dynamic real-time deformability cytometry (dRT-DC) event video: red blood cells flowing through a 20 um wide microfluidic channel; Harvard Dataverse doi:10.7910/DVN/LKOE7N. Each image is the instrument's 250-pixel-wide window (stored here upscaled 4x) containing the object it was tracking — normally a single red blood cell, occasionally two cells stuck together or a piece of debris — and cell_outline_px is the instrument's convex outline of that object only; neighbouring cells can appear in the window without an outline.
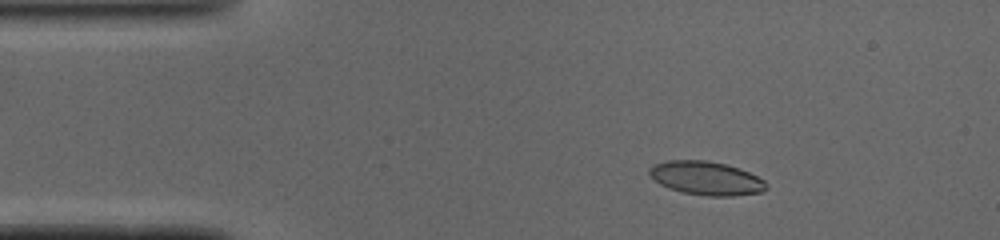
{"species": "common noctule bat (a hibernating species)", "species_latin": "Nyctalus noctula", "temperature_condition": "cold", "stored_images_in_passage": 47, "camera_frame_rate_fps": 3000, "um_per_image_px": 0.085, "animal": {"sex": "male", "body_mass_g": 19.0, "forearm_length_mm": 50.8}, "frame": {"image": 1, "passage_image": 6, "time_ms": 1.667, "image_size_px": [1000, 240], "cell_outline_px": [[768, 188], [760, 192], [732, 196], [708, 196], [684, 192], [668, 188], [660, 184], [648, 176], [648, 168], [652, 164], [668, 160], [704, 160], [724, 164], [748, 172], [764, 180], [768, 184]], "centroid_in_image_um": [59.97, 15.14], "position_along_channel_um": 25.0, "area_um2": 22.89}}
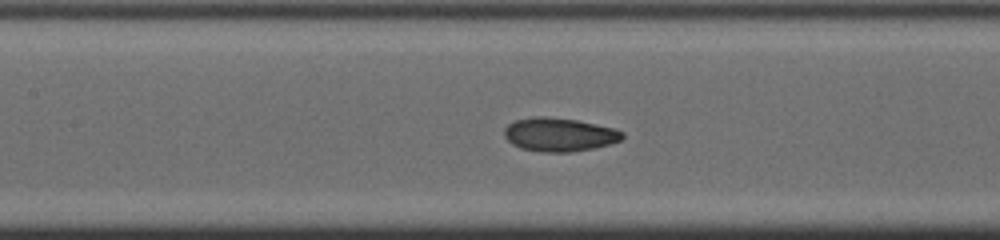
{"frame": {"image": 2, "passage_image": 20, "time_ms": 6.333, "image_size_px": [1000, 240], "cell_outline_px": [[624, 136], [620, 140], [608, 144], [592, 148], [568, 152], [544, 152], [520, 148], [512, 144], [504, 136], [504, 128], [508, 124], [516, 120], [532, 116], [544, 116], [576, 120], [616, 128], [624, 132]], "centroid_in_image_um": [47.52, 11.43], "position_along_channel_um": 159.9, "area_um2": 23.06}}
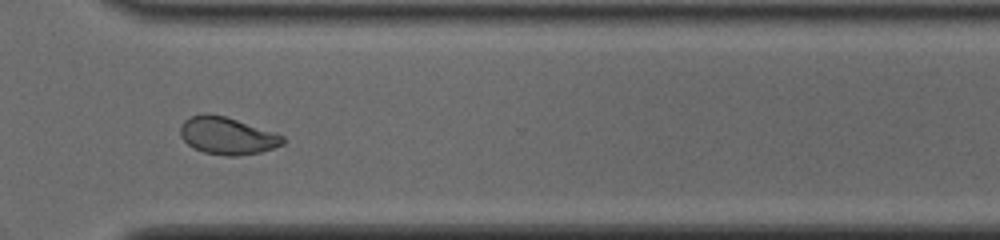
{"frame": {"image": 3, "passage_image": 34, "time_ms": 11.0, "image_size_px": [1000, 240], "cell_outline_px": [[284, 144], [260, 152], [236, 156], [224, 156], [204, 152], [188, 144], [180, 136], [180, 128], [184, 120], [192, 116], [224, 116], [276, 132], [284, 136]], "centroid_in_image_um": [19.36, 11.57], "position_along_channel_um": 351.2, "area_um2": 21.79}, "authors_computed_cell_mechanics": {"area_um2": 22.831, "velocity_mm_per_s": 4.0996, "shape_relaxation_time_tau1_ms": 3.9774, "shape_relaxation_time_tau2_ms": 1.2889, "deformation_change_tau1": 0.1234, "deformation_change_tau2": 0.0558}}